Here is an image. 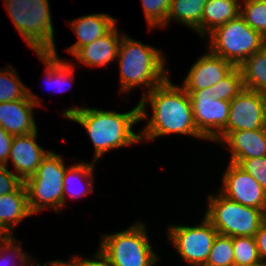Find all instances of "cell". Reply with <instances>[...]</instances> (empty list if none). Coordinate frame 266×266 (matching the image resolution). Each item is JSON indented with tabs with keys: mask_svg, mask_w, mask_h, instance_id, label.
<instances>
[{
	"mask_svg": "<svg viewBox=\"0 0 266 266\" xmlns=\"http://www.w3.org/2000/svg\"><path fill=\"white\" fill-rule=\"evenodd\" d=\"M138 103L139 121L147 122L141 130L139 128L141 143L155 142L156 139L171 134L207 141L195 126L189 94L181 84H175L170 76L139 98ZM147 106L152 109L151 116Z\"/></svg>",
	"mask_w": 266,
	"mask_h": 266,
	"instance_id": "1",
	"label": "cell"
},
{
	"mask_svg": "<svg viewBox=\"0 0 266 266\" xmlns=\"http://www.w3.org/2000/svg\"><path fill=\"white\" fill-rule=\"evenodd\" d=\"M134 106L129 111L118 112L76 105L65 108L61 115L84 128L94 148L92 162L97 163L113 149L141 145L140 132L133 130L140 122L139 103Z\"/></svg>",
	"mask_w": 266,
	"mask_h": 266,
	"instance_id": "2",
	"label": "cell"
},
{
	"mask_svg": "<svg viewBox=\"0 0 266 266\" xmlns=\"http://www.w3.org/2000/svg\"><path fill=\"white\" fill-rule=\"evenodd\" d=\"M116 62L120 72L119 95L142 87L141 98L171 75L164 51L126 33L122 36Z\"/></svg>",
	"mask_w": 266,
	"mask_h": 266,
	"instance_id": "3",
	"label": "cell"
},
{
	"mask_svg": "<svg viewBox=\"0 0 266 266\" xmlns=\"http://www.w3.org/2000/svg\"><path fill=\"white\" fill-rule=\"evenodd\" d=\"M15 29L35 52L56 49L49 0H3Z\"/></svg>",
	"mask_w": 266,
	"mask_h": 266,
	"instance_id": "4",
	"label": "cell"
},
{
	"mask_svg": "<svg viewBox=\"0 0 266 266\" xmlns=\"http://www.w3.org/2000/svg\"><path fill=\"white\" fill-rule=\"evenodd\" d=\"M121 231L102 233L98 249L114 266H155L160 257L154 251L147 225L132 223Z\"/></svg>",
	"mask_w": 266,
	"mask_h": 266,
	"instance_id": "5",
	"label": "cell"
},
{
	"mask_svg": "<svg viewBox=\"0 0 266 266\" xmlns=\"http://www.w3.org/2000/svg\"><path fill=\"white\" fill-rule=\"evenodd\" d=\"M70 165H65L63 157L50 150L42 159L36 173L24 183L28 193V207L36 216L45 209L62 213L64 208V175Z\"/></svg>",
	"mask_w": 266,
	"mask_h": 266,
	"instance_id": "6",
	"label": "cell"
},
{
	"mask_svg": "<svg viewBox=\"0 0 266 266\" xmlns=\"http://www.w3.org/2000/svg\"><path fill=\"white\" fill-rule=\"evenodd\" d=\"M203 41H206L205 46L210 52L235 67H239L266 45V39L251 28L240 15L214 29Z\"/></svg>",
	"mask_w": 266,
	"mask_h": 266,
	"instance_id": "7",
	"label": "cell"
},
{
	"mask_svg": "<svg viewBox=\"0 0 266 266\" xmlns=\"http://www.w3.org/2000/svg\"><path fill=\"white\" fill-rule=\"evenodd\" d=\"M204 217L218 231L230 237H254L266 215L260 210L232 201L219 191L207 193Z\"/></svg>",
	"mask_w": 266,
	"mask_h": 266,
	"instance_id": "8",
	"label": "cell"
},
{
	"mask_svg": "<svg viewBox=\"0 0 266 266\" xmlns=\"http://www.w3.org/2000/svg\"><path fill=\"white\" fill-rule=\"evenodd\" d=\"M165 230L169 244L174 247L183 262L189 266L206 264L218 231L204 216L197 224H171L167 225Z\"/></svg>",
	"mask_w": 266,
	"mask_h": 266,
	"instance_id": "9",
	"label": "cell"
},
{
	"mask_svg": "<svg viewBox=\"0 0 266 266\" xmlns=\"http://www.w3.org/2000/svg\"><path fill=\"white\" fill-rule=\"evenodd\" d=\"M265 111L266 95L244 88L230 101L228 123L213 142L220 144L233 131L263 129Z\"/></svg>",
	"mask_w": 266,
	"mask_h": 266,
	"instance_id": "10",
	"label": "cell"
},
{
	"mask_svg": "<svg viewBox=\"0 0 266 266\" xmlns=\"http://www.w3.org/2000/svg\"><path fill=\"white\" fill-rule=\"evenodd\" d=\"M189 94L193 118L198 132L212 142L226 127L230 113V101L213 100L209 88L186 90Z\"/></svg>",
	"mask_w": 266,
	"mask_h": 266,
	"instance_id": "11",
	"label": "cell"
},
{
	"mask_svg": "<svg viewBox=\"0 0 266 266\" xmlns=\"http://www.w3.org/2000/svg\"><path fill=\"white\" fill-rule=\"evenodd\" d=\"M218 191L239 204L260 209L266 215V192L262 186L237 164L227 162Z\"/></svg>",
	"mask_w": 266,
	"mask_h": 266,
	"instance_id": "12",
	"label": "cell"
},
{
	"mask_svg": "<svg viewBox=\"0 0 266 266\" xmlns=\"http://www.w3.org/2000/svg\"><path fill=\"white\" fill-rule=\"evenodd\" d=\"M41 98L28 88V97L0 103V126L13 136L27 135L38 130L34 110L44 107Z\"/></svg>",
	"mask_w": 266,
	"mask_h": 266,
	"instance_id": "13",
	"label": "cell"
},
{
	"mask_svg": "<svg viewBox=\"0 0 266 266\" xmlns=\"http://www.w3.org/2000/svg\"><path fill=\"white\" fill-rule=\"evenodd\" d=\"M38 132L39 130L27 135L13 136L6 166L9 168L10 163L14 173L23 182L36 173L42 159L49 152L38 144Z\"/></svg>",
	"mask_w": 266,
	"mask_h": 266,
	"instance_id": "14",
	"label": "cell"
},
{
	"mask_svg": "<svg viewBox=\"0 0 266 266\" xmlns=\"http://www.w3.org/2000/svg\"><path fill=\"white\" fill-rule=\"evenodd\" d=\"M235 66L210 52H206L197 58L191 65L186 76L182 80L185 90H200L216 85L225 78Z\"/></svg>",
	"mask_w": 266,
	"mask_h": 266,
	"instance_id": "15",
	"label": "cell"
},
{
	"mask_svg": "<svg viewBox=\"0 0 266 266\" xmlns=\"http://www.w3.org/2000/svg\"><path fill=\"white\" fill-rule=\"evenodd\" d=\"M116 23L105 35L95 41L81 47L73 57L80 68L86 65L93 68L107 67L113 61H117L119 46L125 32H120Z\"/></svg>",
	"mask_w": 266,
	"mask_h": 266,
	"instance_id": "16",
	"label": "cell"
},
{
	"mask_svg": "<svg viewBox=\"0 0 266 266\" xmlns=\"http://www.w3.org/2000/svg\"><path fill=\"white\" fill-rule=\"evenodd\" d=\"M118 20L107 13H93L82 15L76 19L68 20L77 37V41L67 47L65 51L73 56L81 47L90 44L105 35Z\"/></svg>",
	"mask_w": 266,
	"mask_h": 266,
	"instance_id": "17",
	"label": "cell"
},
{
	"mask_svg": "<svg viewBox=\"0 0 266 266\" xmlns=\"http://www.w3.org/2000/svg\"><path fill=\"white\" fill-rule=\"evenodd\" d=\"M219 145L230 152L229 162L266 156V134L263 129L231 132Z\"/></svg>",
	"mask_w": 266,
	"mask_h": 266,
	"instance_id": "18",
	"label": "cell"
},
{
	"mask_svg": "<svg viewBox=\"0 0 266 266\" xmlns=\"http://www.w3.org/2000/svg\"><path fill=\"white\" fill-rule=\"evenodd\" d=\"M30 216L33 215L28 207L25 183L14 192L0 196V231L5 236L14 235V228Z\"/></svg>",
	"mask_w": 266,
	"mask_h": 266,
	"instance_id": "19",
	"label": "cell"
},
{
	"mask_svg": "<svg viewBox=\"0 0 266 266\" xmlns=\"http://www.w3.org/2000/svg\"><path fill=\"white\" fill-rule=\"evenodd\" d=\"M35 54L45 65L43 77L44 80L47 79L44 83L49 86V89L52 88L58 93L70 90L73 82L76 81L74 79L76 65L73 64L75 62L60 58L57 49L53 52H35Z\"/></svg>",
	"mask_w": 266,
	"mask_h": 266,
	"instance_id": "20",
	"label": "cell"
},
{
	"mask_svg": "<svg viewBox=\"0 0 266 266\" xmlns=\"http://www.w3.org/2000/svg\"><path fill=\"white\" fill-rule=\"evenodd\" d=\"M97 163L83 161L82 159L78 163L71 164L64 175V207H67V197L72 200L79 199L94 192V173Z\"/></svg>",
	"mask_w": 266,
	"mask_h": 266,
	"instance_id": "21",
	"label": "cell"
},
{
	"mask_svg": "<svg viewBox=\"0 0 266 266\" xmlns=\"http://www.w3.org/2000/svg\"><path fill=\"white\" fill-rule=\"evenodd\" d=\"M207 0H171L166 27L171 21L195 31L202 39V15Z\"/></svg>",
	"mask_w": 266,
	"mask_h": 266,
	"instance_id": "22",
	"label": "cell"
},
{
	"mask_svg": "<svg viewBox=\"0 0 266 266\" xmlns=\"http://www.w3.org/2000/svg\"><path fill=\"white\" fill-rule=\"evenodd\" d=\"M240 0H207L202 15V39L240 15Z\"/></svg>",
	"mask_w": 266,
	"mask_h": 266,
	"instance_id": "23",
	"label": "cell"
},
{
	"mask_svg": "<svg viewBox=\"0 0 266 266\" xmlns=\"http://www.w3.org/2000/svg\"><path fill=\"white\" fill-rule=\"evenodd\" d=\"M239 68L244 88L266 95V45L248 57Z\"/></svg>",
	"mask_w": 266,
	"mask_h": 266,
	"instance_id": "24",
	"label": "cell"
},
{
	"mask_svg": "<svg viewBox=\"0 0 266 266\" xmlns=\"http://www.w3.org/2000/svg\"><path fill=\"white\" fill-rule=\"evenodd\" d=\"M22 244L14 235L0 239V266H40L42 262L23 250Z\"/></svg>",
	"mask_w": 266,
	"mask_h": 266,
	"instance_id": "25",
	"label": "cell"
},
{
	"mask_svg": "<svg viewBox=\"0 0 266 266\" xmlns=\"http://www.w3.org/2000/svg\"><path fill=\"white\" fill-rule=\"evenodd\" d=\"M13 65L0 69V103L21 100L28 97V88Z\"/></svg>",
	"mask_w": 266,
	"mask_h": 266,
	"instance_id": "26",
	"label": "cell"
},
{
	"mask_svg": "<svg viewBox=\"0 0 266 266\" xmlns=\"http://www.w3.org/2000/svg\"><path fill=\"white\" fill-rule=\"evenodd\" d=\"M235 266H265L262 264L255 237H232Z\"/></svg>",
	"mask_w": 266,
	"mask_h": 266,
	"instance_id": "27",
	"label": "cell"
},
{
	"mask_svg": "<svg viewBox=\"0 0 266 266\" xmlns=\"http://www.w3.org/2000/svg\"><path fill=\"white\" fill-rule=\"evenodd\" d=\"M240 16L266 39V0L240 2Z\"/></svg>",
	"mask_w": 266,
	"mask_h": 266,
	"instance_id": "28",
	"label": "cell"
},
{
	"mask_svg": "<svg viewBox=\"0 0 266 266\" xmlns=\"http://www.w3.org/2000/svg\"><path fill=\"white\" fill-rule=\"evenodd\" d=\"M243 79L239 67H235L225 78L216 85L209 87L213 100L231 101L242 90Z\"/></svg>",
	"mask_w": 266,
	"mask_h": 266,
	"instance_id": "29",
	"label": "cell"
},
{
	"mask_svg": "<svg viewBox=\"0 0 266 266\" xmlns=\"http://www.w3.org/2000/svg\"><path fill=\"white\" fill-rule=\"evenodd\" d=\"M204 266H234L232 237L217 234Z\"/></svg>",
	"mask_w": 266,
	"mask_h": 266,
	"instance_id": "30",
	"label": "cell"
},
{
	"mask_svg": "<svg viewBox=\"0 0 266 266\" xmlns=\"http://www.w3.org/2000/svg\"><path fill=\"white\" fill-rule=\"evenodd\" d=\"M171 0H141L149 31L156 28L166 29V19Z\"/></svg>",
	"mask_w": 266,
	"mask_h": 266,
	"instance_id": "31",
	"label": "cell"
},
{
	"mask_svg": "<svg viewBox=\"0 0 266 266\" xmlns=\"http://www.w3.org/2000/svg\"><path fill=\"white\" fill-rule=\"evenodd\" d=\"M237 165L249 173L266 192V156L243 159Z\"/></svg>",
	"mask_w": 266,
	"mask_h": 266,
	"instance_id": "32",
	"label": "cell"
},
{
	"mask_svg": "<svg viewBox=\"0 0 266 266\" xmlns=\"http://www.w3.org/2000/svg\"><path fill=\"white\" fill-rule=\"evenodd\" d=\"M24 182L6 165H0V196L17 190Z\"/></svg>",
	"mask_w": 266,
	"mask_h": 266,
	"instance_id": "33",
	"label": "cell"
},
{
	"mask_svg": "<svg viewBox=\"0 0 266 266\" xmlns=\"http://www.w3.org/2000/svg\"><path fill=\"white\" fill-rule=\"evenodd\" d=\"M13 135L0 126V165H6L10 154Z\"/></svg>",
	"mask_w": 266,
	"mask_h": 266,
	"instance_id": "34",
	"label": "cell"
},
{
	"mask_svg": "<svg viewBox=\"0 0 266 266\" xmlns=\"http://www.w3.org/2000/svg\"><path fill=\"white\" fill-rule=\"evenodd\" d=\"M254 237L260 260L262 264L266 266V219L260 224Z\"/></svg>",
	"mask_w": 266,
	"mask_h": 266,
	"instance_id": "35",
	"label": "cell"
},
{
	"mask_svg": "<svg viewBox=\"0 0 266 266\" xmlns=\"http://www.w3.org/2000/svg\"><path fill=\"white\" fill-rule=\"evenodd\" d=\"M90 258H83L82 255H75L82 266H114L98 249L91 254Z\"/></svg>",
	"mask_w": 266,
	"mask_h": 266,
	"instance_id": "36",
	"label": "cell"
},
{
	"mask_svg": "<svg viewBox=\"0 0 266 266\" xmlns=\"http://www.w3.org/2000/svg\"><path fill=\"white\" fill-rule=\"evenodd\" d=\"M70 259L62 261L59 259L46 261L42 266H82L81 261L73 254Z\"/></svg>",
	"mask_w": 266,
	"mask_h": 266,
	"instance_id": "37",
	"label": "cell"
},
{
	"mask_svg": "<svg viewBox=\"0 0 266 266\" xmlns=\"http://www.w3.org/2000/svg\"><path fill=\"white\" fill-rule=\"evenodd\" d=\"M263 130L265 131V134H266V111H265V116H264Z\"/></svg>",
	"mask_w": 266,
	"mask_h": 266,
	"instance_id": "38",
	"label": "cell"
},
{
	"mask_svg": "<svg viewBox=\"0 0 266 266\" xmlns=\"http://www.w3.org/2000/svg\"><path fill=\"white\" fill-rule=\"evenodd\" d=\"M5 235L0 231V239H2Z\"/></svg>",
	"mask_w": 266,
	"mask_h": 266,
	"instance_id": "39",
	"label": "cell"
}]
</instances>
